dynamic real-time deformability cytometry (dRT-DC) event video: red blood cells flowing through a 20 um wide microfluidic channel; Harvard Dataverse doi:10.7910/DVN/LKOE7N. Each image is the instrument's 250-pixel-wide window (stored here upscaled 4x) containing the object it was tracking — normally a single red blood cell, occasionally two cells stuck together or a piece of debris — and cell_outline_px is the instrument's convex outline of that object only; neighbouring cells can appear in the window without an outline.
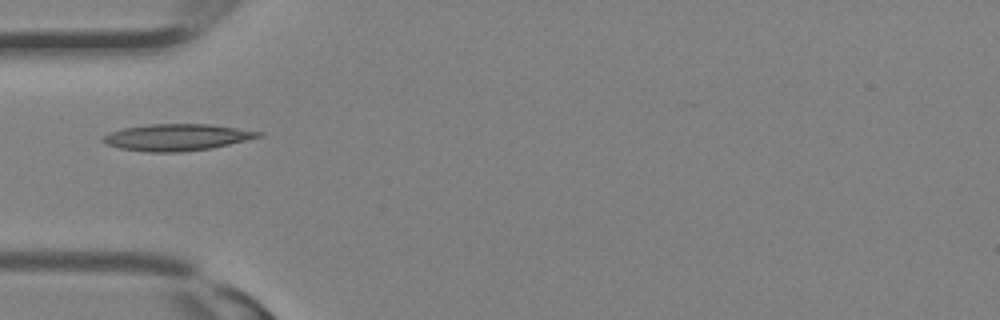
{"species": "Egyptian fruit bat (a non-hibernating species)", "species_latin": "Rousettus aegyptiacus", "temperature_condition": "room temperature", "stored_images_in_passage": 13, "camera_frame_rate_fps": 3000, "um_per_image_px": 0.085, "animal": {"sex": "female"}, "frame": {"image": 1, "passage_image": 10, "time_ms": 3.0, "image_size_px": [1000, 320], "cell_outline_px": [[264, 136], [212, 148], [180, 152], [144, 152], [120, 148], [104, 144], [100, 140], [108, 132], [124, 128], [148, 124], [208, 124], [264, 132]], "centroid_in_image_um": [15.01, 11.67], "position_along_channel_um": 70.0, "area_um2": 24.28}}
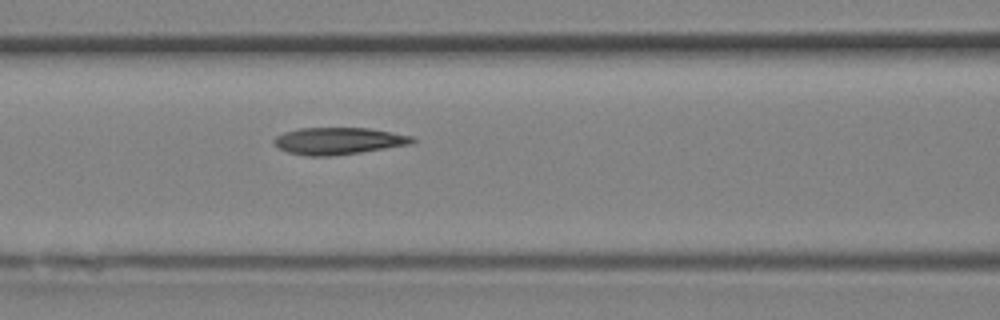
{"frame": {"image": 2, "passage_image": 13, "time_ms": 4.0, "image_size_px": [1000, 320], "cell_outline_px": [[416, 140], [412, 144], [360, 152], [332, 156], [304, 156], [288, 152], [276, 148], [272, 144], [272, 140], [276, 136], [284, 132], [300, 128], [368, 128], [412, 136]], "centroid_in_image_um": [28.7, 11.98], "position_along_channel_um": 137.9, "area_um2": 21.85}}